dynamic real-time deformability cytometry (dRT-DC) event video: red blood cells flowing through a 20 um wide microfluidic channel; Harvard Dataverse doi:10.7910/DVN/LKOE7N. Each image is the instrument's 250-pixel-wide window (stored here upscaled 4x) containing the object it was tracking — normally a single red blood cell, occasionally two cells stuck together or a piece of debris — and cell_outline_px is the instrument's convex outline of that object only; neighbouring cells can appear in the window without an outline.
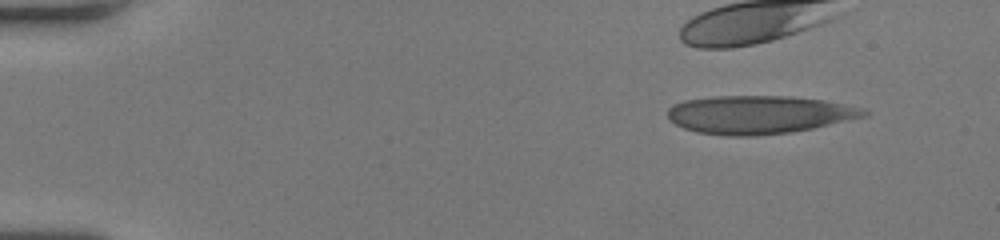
{"species": "human", "species_latin": "Homo sapiens", "temperature_condition": "room temperature", "stored_images_in_passage": 42, "camera_frame_rate_fps": 3000, "um_per_image_px": 0.085, "donor": {"sex": "female"}, "frame": {"image": 1, "passage_image": 1, "time_ms": 0.0, "image_size_px": [1000, 240], "cell_outline_px": [[868, 116], [812, 128], [792, 132], [756, 136], [728, 136], [696, 132], [684, 128], [668, 120], [668, 108], [672, 104], [684, 100], [716, 96], [788, 96], [820, 100], [864, 108], [868, 112]], "centroid_in_image_um": [64.47, 9.75], "position_along_channel_um": 20.5, "area_um2": 43.7}}